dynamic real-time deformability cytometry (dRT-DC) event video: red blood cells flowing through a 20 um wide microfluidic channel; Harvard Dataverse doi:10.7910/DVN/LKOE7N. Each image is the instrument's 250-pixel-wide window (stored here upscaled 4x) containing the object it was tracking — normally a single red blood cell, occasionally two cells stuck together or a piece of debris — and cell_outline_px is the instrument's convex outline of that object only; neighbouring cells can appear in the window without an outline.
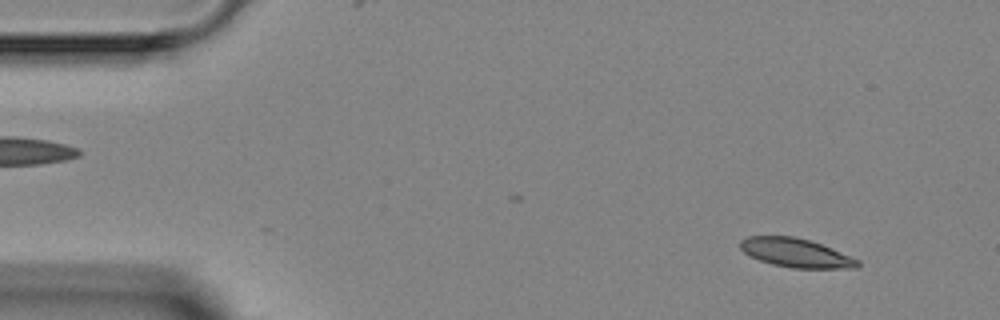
{"species": "Egyptian fruit bat (a non-hibernating species)", "species_latin": "Rousettus aegyptiacus", "temperature_condition": "room temperature", "stored_images_in_passage": 6, "camera_frame_rate_fps": 3000, "um_per_image_px": 0.085, "animal": {"sex": "female"}, "frame": {"image": 1, "passage_image": 2, "time_ms": 1.0, "image_size_px": [1000, 320], "cell_outline_px": [[860, 268], [792, 268], [772, 264], [748, 256], [740, 248], [740, 240], [748, 236], [792, 236], [808, 240], [832, 248], [860, 260]], "centroid_in_image_um": [67.65, 21.5], "position_along_channel_um": 17.3, "area_um2": 19.77}}
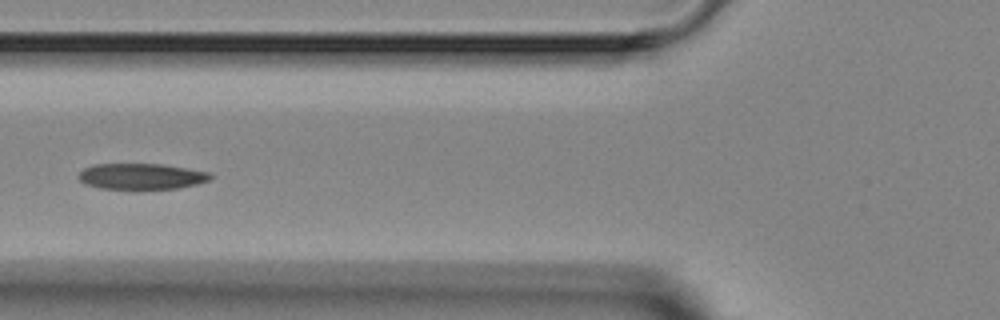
{"frame": {"image": 2, "passage_image": 6, "time_ms": 5.667, "image_size_px": [1000, 320], "cell_outline_px": [[212, 176], [208, 180], [196, 184], [180, 188], [136, 192], [100, 188], [84, 184], [76, 176], [84, 168], [92, 164], [164, 164], [208, 172]], "centroid_in_image_um": [11.96, 15.04], "position_along_channel_um": 113.8, "area_um2": 20.87}}